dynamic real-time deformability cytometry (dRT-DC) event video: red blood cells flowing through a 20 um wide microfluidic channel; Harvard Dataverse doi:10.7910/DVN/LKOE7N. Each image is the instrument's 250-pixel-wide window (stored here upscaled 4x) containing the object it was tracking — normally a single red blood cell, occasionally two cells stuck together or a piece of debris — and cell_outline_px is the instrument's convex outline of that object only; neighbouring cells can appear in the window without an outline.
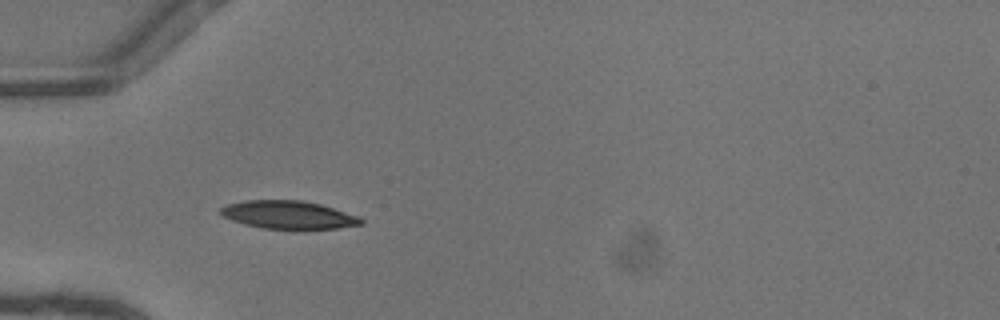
{"species": "common noctule bat (a hibernating species)", "species_latin": "Nyctalus noctula", "temperature_condition": "warm", "stored_images_in_passage": 35, "camera_frame_rate_fps": 3000, "um_per_image_px": 0.085, "animal": {"sex": "female"}, "frame": {"image": 1, "passage_image": 1, "time_ms": 0.0, "image_size_px": [1000, 320], "cell_outline_px": [[364, 224], [336, 228], [260, 228], [244, 224], [232, 220], [224, 216], [220, 212], [220, 208], [228, 204], [244, 200], [300, 200], [320, 204], [360, 216], [364, 220]], "centroid_in_image_um": [24.53, 18.25], "position_along_channel_um": 60.5, "area_um2": 22.72}}
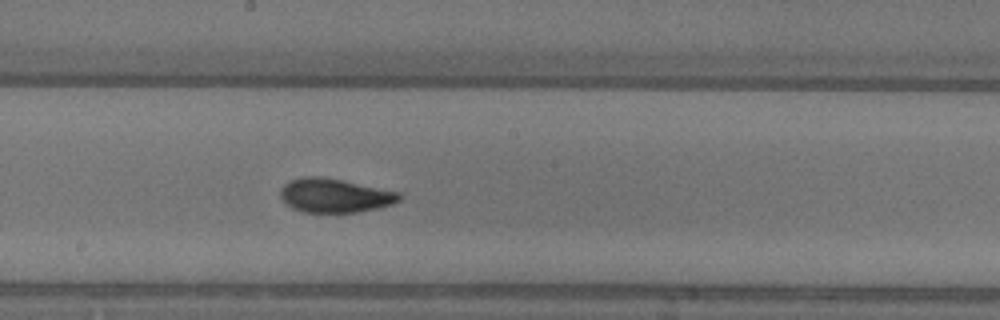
{"frame": {"image": 2, "passage_image": 13, "time_ms": 4.0, "image_size_px": [1000, 320], "cell_outline_px": [[400, 200], [392, 204], [376, 208], [356, 212], [304, 212], [292, 208], [280, 196], [280, 192], [284, 184], [292, 180], [304, 176], [316, 176], [340, 180], [400, 192]], "centroid_in_image_um": [28.44, 16.62], "position_along_channel_um": 219.8, "area_um2": 23.06}}
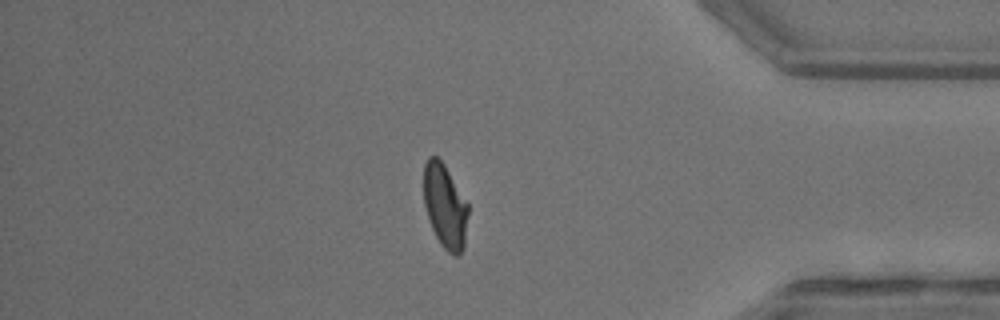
{"frame": {"image": 3, "passage_image": 28, "time_ms": 9.0, "image_size_px": [1000, 320], "cell_outline_px": [[468, 216], [464, 248], [460, 256], [456, 256], [448, 252], [440, 244], [432, 228], [424, 204], [424, 164], [428, 156], [436, 156], [444, 164], [468, 204]], "centroid_in_image_um": [37.83, 17.54], "position_along_channel_um": 397.4, "area_um2": 21.73}, "authors_computed_cell_mechanics": {"area_um2": 22.4842, "velocity_mm_per_s": 4.1114, "shape_relaxation_time_tau1_ms": 3.98, "shape_relaxation_time_tau2_ms": 1.3566, "deformation_change_tau1": 0.1673, "deformation_change_tau2": 0.0644}}